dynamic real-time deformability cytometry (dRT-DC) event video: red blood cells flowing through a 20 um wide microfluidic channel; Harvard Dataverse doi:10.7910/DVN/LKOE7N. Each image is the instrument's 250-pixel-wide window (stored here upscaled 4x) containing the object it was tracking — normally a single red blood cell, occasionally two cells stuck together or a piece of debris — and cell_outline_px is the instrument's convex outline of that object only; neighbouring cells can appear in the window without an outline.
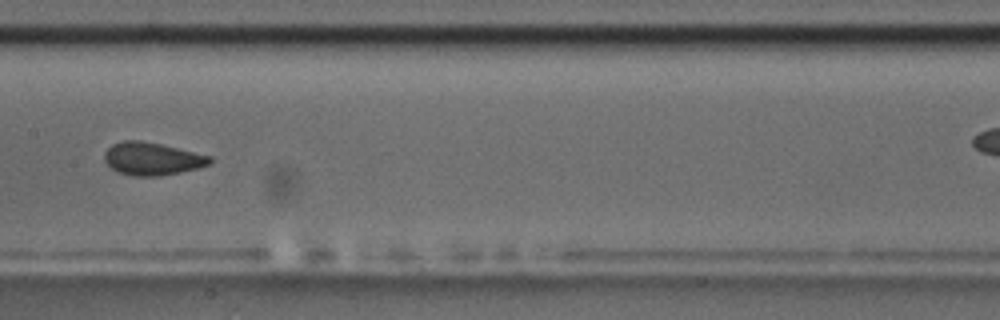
{"species": "common noctule bat (a hibernating species)", "species_latin": "Nyctalus noctula", "temperature_condition": "room temperature", "stored_images_in_passage": 15, "camera_frame_rate_fps": 3000, "um_per_image_px": 0.085, "animal": {"sex": "male", "body_mass_g": 17.5, "forearm_length_mm": 52.3}, "frame": {"image": 1, "passage_image": 7, "time_ms": 7.667, "image_size_px": [1000, 320], "cell_outline_px": [[212, 160], [208, 164], [196, 168], [180, 172], [160, 176], [132, 176], [116, 172], [104, 160], [104, 152], [112, 144], [124, 140], [140, 140], [160, 144], [212, 156]], "centroid_in_image_um": [12.89, 13.49], "position_along_channel_um": 194.5, "area_um2": 20.06}, "authors_computed_cell_mechanics": {"area_um2": 20.4612, "velocity_mm_per_s": 3.6305, "shape_relaxation_time_tau1_ms": 3.615, "shape_relaxation_time_tau2_ms": 1.4185, "deformation_change_tau1": 0.0626, "deformation_change_tau2": 0.0527}}